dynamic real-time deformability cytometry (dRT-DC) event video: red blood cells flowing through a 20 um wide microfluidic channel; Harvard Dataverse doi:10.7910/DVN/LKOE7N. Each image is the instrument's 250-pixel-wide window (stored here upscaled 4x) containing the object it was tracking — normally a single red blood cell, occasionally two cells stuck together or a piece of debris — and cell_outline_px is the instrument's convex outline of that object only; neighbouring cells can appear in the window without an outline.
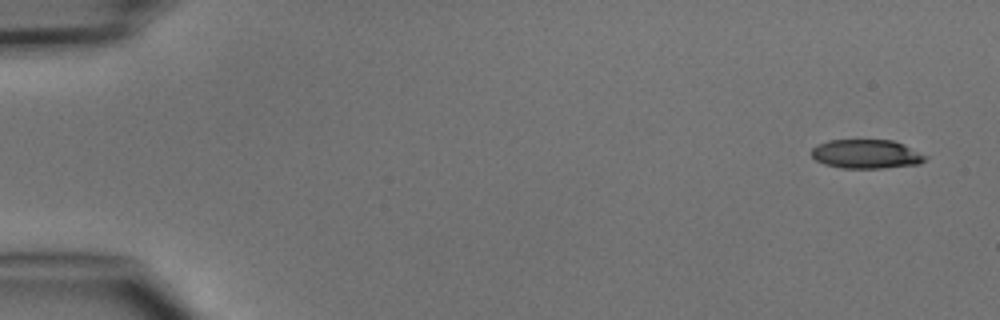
{"species": "common noctule bat (a hibernating species)", "species_latin": "Nyctalus noctula", "temperature_condition": "cold", "stored_images_in_passage": 5, "camera_frame_rate_fps": 3000, "um_per_image_px": 0.085, "animal": {"sex": "male", "body_mass_g": 15.6}, "frame": {"image": 1, "passage_image": 1, "time_ms": 0.0, "image_size_px": [1000, 320], "cell_outline_px": [[928, 156], [920, 164], [880, 168], [840, 168], [824, 164], [816, 160], [812, 156], [812, 148], [816, 144], [828, 140], [892, 140], [904, 144]], "centroid_in_image_um": [73.62, 13.09], "position_along_channel_um": 11.4, "area_um2": 19.31}}
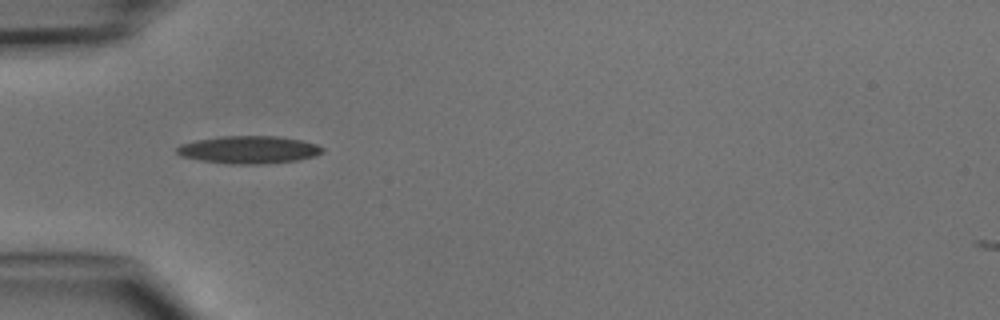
{"frame": {"image": 2, "passage_image": 4, "time_ms": 4.333, "image_size_px": [1000, 320], "cell_outline_px": [[324, 152], [316, 156], [300, 160], [264, 164], [228, 164], [200, 160], [180, 156], [176, 152], [176, 148], [180, 144], [196, 140], [224, 136], [276, 136], [300, 140], [316, 144], [324, 148]], "centroid_in_image_um": [21.16, 12.74], "position_along_channel_um": 63.8, "area_um2": 23.58}}